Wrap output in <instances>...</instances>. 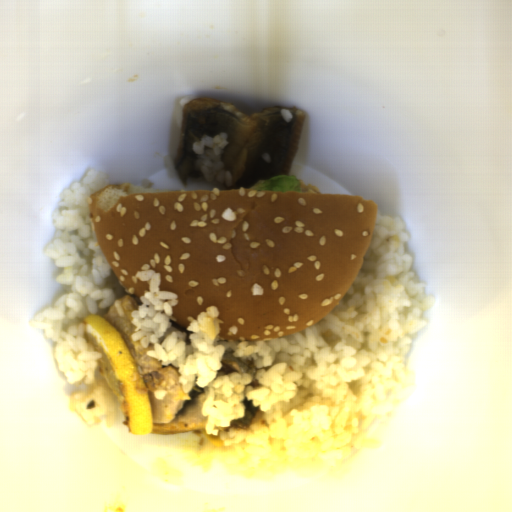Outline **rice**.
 I'll return each instance as SVG.
<instances>
[{
  "label": "rice",
  "instance_id": "652b925c",
  "mask_svg": "<svg viewBox=\"0 0 512 512\" xmlns=\"http://www.w3.org/2000/svg\"><path fill=\"white\" fill-rule=\"evenodd\" d=\"M409 235L402 217L377 215L361 268L343 299L299 332L273 339L217 341V307L207 306L186 331L171 327L178 295L160 289V272L137 271L149 290L131 314L130 339L161 365L173 364L183 392L201 387L204 430L182 441L202 472L218 462L226 472L252 480L274 479L285 469H312L343 480L361 450H378L370 434L391 417L413 376L407 359L427 324L433 296L404 251ZM232 360L242 374L221 372ZM259 412L242 430L244 397ZM221 438L217 447L206 435Z\"/></svg>",
  "mask_w": 512,
  "mask_h": 512
},
{
  "label": "rice",
  "instance_id": "023b6e5f",
  "mask_svg": "<svg viewBox=\"0 0 512 512\" xmlns=\"http://www.w3.org/2000/svg\"><path fill=\"white\" fill-rule=\"evenodd\" d=\"M108 174L89 170L81 182L63 193L52 223L54 233L44 252L60 273L56 278L64 294L31 320L34 328L54 342L53 357L59 372L79 390L70 395V410L88 428H112L115 401L106 384L96 381L101 353L87 341L85 318L104 317L114 303L120 318L123 286L110 268L99 245L90 210V199L109 186Z\"/></svg>",
  "mask_w": 512,
  "mask_h": 512
},
{
  "label": "rice",
  "instance_id": "8eca5e8b",
  "mask_svg": "<svg viewBox=\"0 0 512 512\" xmlns=\"http://www.w3.org/2000/svg\"><path fill=\"white\" fill-rule=\"evenodd\" d=\"M228 144V133H219L215 137L204 134L192 148L197 155L195 165L201 171L203 179L232 186V177L222 163V155Z\"/></svg>",
  "mask_w": 512,
  "mask_h": 512
},
{
  "label": "rice",
  "instance_id": "acb35da6",
  "mask_svg": "<svg viewBox=\"0 0 512 512\" xmlns=\"http://www.w3.org/2000/svg\"><path fill=\"white\" fill-rule=\"evenodd\" d=\"M151 469L157 479L163 483L173 486L180 485V479H184L187 474L169 465L168 461L163 458H156L152 464Z\"/></svg>",
  "mask_w": 512,
  "mask_h": 512
},
{
  "label": "rice",
  "instance_id": "b023fe2a",
  "mask_svg": "<svg viewBox=\"0 0 512 512\" xmlns=\"http://www.w3.org/2000/svg\"><path fill=\"white\" fill-rule=\"evenodd\" d=\"M163 162H164V166H165L167 175H169L170 177H174L177 172L175 170V166H174L175 160H174L173 156L168 155V154L163 156Z\"/></svg>",
  "mask_w": 512,
  "mask_h": 512
},
{
  "label": "rice",
  "instance_id": "e3fd555f",
  "mask_svg": "<svg viewBox=\"0 0 512 512\" xmlns=\"http://www.w3.org/2000/svg\"><path fill=\"white\" fill-rule=\"evenodd\" d=\"M221 216L225 220H230V221L236 220V213L229 206H226V208L223 211Z\"/></svg>",
  "mask_w": 512,
  "mask_h": 512
},
{
  "label": "rice",
  "instance_id": "a3056103",
  "mask_svg": "<svg viewBox=\"0 0 512 512\" xmlns=\"http://www.w3.org/2000/svg\"><path fill=\"white\" fill-rule=\"evenodd\" d=\"M280 115H281V117L285 120V122H286V123H287V122H291V121H292V119H293V115H292L291 111H290V110H287V109H285V108H284V109H281V111H280Z\"/></svg>",
  "mask_w": 512,
  "mask_h": 512
},
{
  "label": "rice",
  "instance_id": "f2f60c81",
  "mask_svg": "<svg viewBox=\"0 0 512 512\" xmlns=\"http://www.w3.org/2000/svg\"><path fill=\"white\" fill-rule=\"evenodd\" d=\"M251 292H252L253 295H262L264 290H263V288L260 285L255 283L252 286Z\"/></svg>",
  "mask_w": 512,
  "mask_h": 512
},
{
  "label": "rice",
  "instance_id": "0b520998",
  "mask_svg": "<svg viewBox=\"0 0 512 512\" xmlns=\"http://www.w3.org/2000/svg\"><path fill=\"white\" fill-rule=\"evenodd\" d=\"M193 97L194 95H188V96H183L180 100H179V105L180 107H183L184 105H186L187 103H189L190 101L193 100Z\"/></svg>",
  "mask_w": 512,
  "mask_h": 512
}]
</instances>
